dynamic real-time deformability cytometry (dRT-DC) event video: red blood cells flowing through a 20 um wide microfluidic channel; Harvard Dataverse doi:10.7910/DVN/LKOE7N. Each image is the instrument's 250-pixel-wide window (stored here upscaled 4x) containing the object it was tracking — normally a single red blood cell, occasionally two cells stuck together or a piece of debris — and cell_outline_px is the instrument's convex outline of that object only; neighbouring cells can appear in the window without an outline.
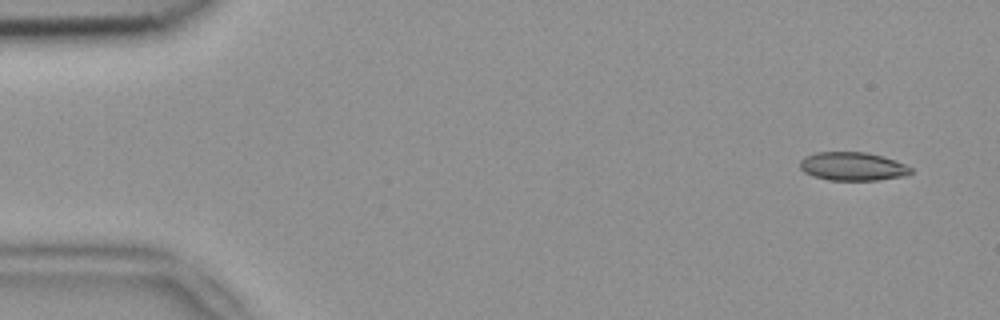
{"species": "common noctule bat (a hibernating species)", "species_latin": "Nyctalus noctula", "temperature_condition": "room temperature", "stored_images_in_passage": 4, "camera_frame_rate_fps": 3000, "um_per_image_px": 0.085, "animal": {"sex": "female", "body_mass_g": 18.4}, "frame": {"image": 1, "passage_image": 1, "time_ms": 0.0, "image_size_px": [1000, 320], "cell_outline_px": [[912, 172], [908, 176], [880, 180], [828, 180], [812, 176], [804, 172], [800, 168], [800, 160], [804, 156], [816, 152], [868, 152], [884, 156], [896, 160], [912, 168]], "centroid_in_image_um": [72.49, 14.14], "position_along_channel_um": 12.5, "area_um2": 18.73}}